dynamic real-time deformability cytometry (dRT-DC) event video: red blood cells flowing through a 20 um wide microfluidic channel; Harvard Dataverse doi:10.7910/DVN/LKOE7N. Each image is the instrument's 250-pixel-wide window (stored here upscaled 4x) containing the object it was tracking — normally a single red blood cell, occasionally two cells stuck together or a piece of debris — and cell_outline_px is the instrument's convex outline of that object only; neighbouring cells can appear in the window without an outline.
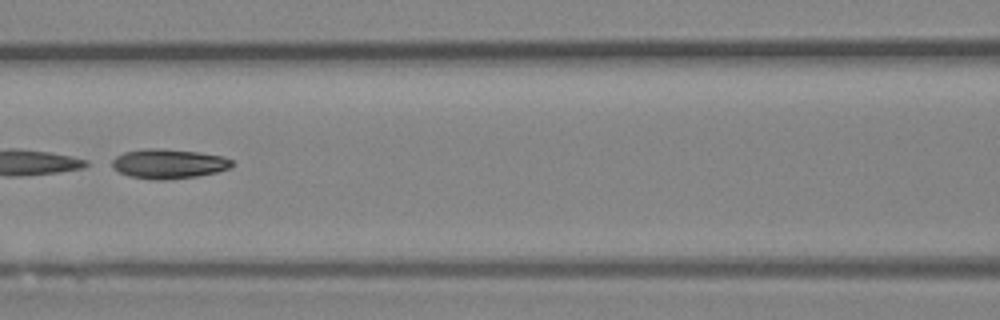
{"species": "Egyptian fruit bat (a non-hibernating species)", "species_latin": "Rousettus aegyptiacus", "temperature_condition": "room temperature", "stored_images_in_passage": 49, "camera_frame_rate_fps": 3000, "um_per_image_px": 0.085, "animal": {"sex": "female"}, "frame": {"image": 1, "passage_image": 22, "time_ms": 7.0, "image_size_px": [1000, 320], "cell_outline_px": [[232, 168], [216, 172], [196, 176], [164, 180], [156, 180], [128, 176], [112, 168], [112, 160], [116, 156], [124, 152], [144, 148], [160, 148], [200, 152], [224, 156], [232, 160]], "centroid_in_image_um": [14.33, 13.91], "position_along_channel_um": 152.3, "area_um2": 20.81}}